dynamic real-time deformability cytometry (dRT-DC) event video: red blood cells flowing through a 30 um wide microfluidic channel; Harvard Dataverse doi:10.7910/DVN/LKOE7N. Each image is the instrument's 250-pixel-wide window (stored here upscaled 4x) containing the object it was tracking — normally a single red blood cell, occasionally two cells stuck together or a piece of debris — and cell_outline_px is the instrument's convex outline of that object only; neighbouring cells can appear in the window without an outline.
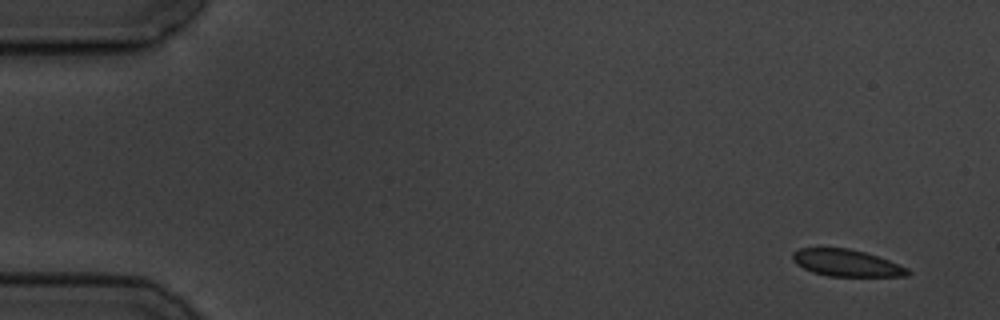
{"species": "common noctule bat (a hibernating species)", "species_latin": "Nyctalus noctula", "temperature_condition": "cold", "stored_images_in_passage": 7, "camera_frame_rate_fps": 3000, "um_per_image_px": 0.085, "animal": {"sex": "male", "body_mass_g": 19.5, "forearm_length_mm": 54.6}, "frame": {"image": 1, "passage_image": 1, "time_ms": 0.0, "image_size_px": [1000, 320], "cell_outline_px": [[912, 272], [908, 276], [828, 276], [812, 272], [796, 264], [792, 260], [792, 252], [800, 248], [848, 248], [864, 252], [888, 260], [908, 268]], "centroid_in_image_um": [71.94, 22.35], "position_along_channel_um": 13.1, "area_um2": 17.98}}
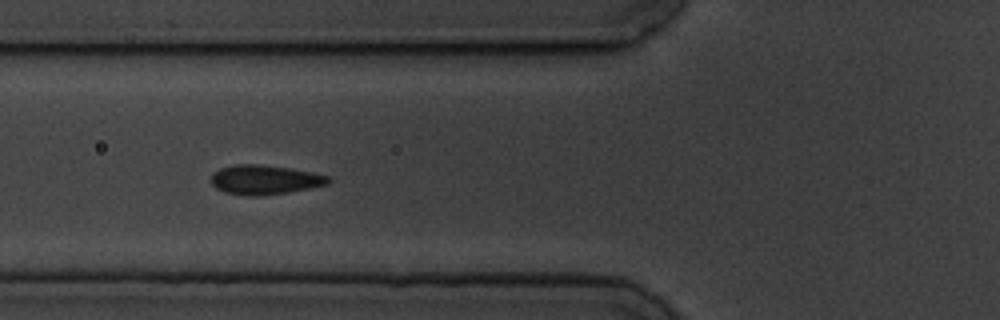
{"frame": {"image": 2, "passage_image": 6, "time_ms": 6.0, "image_size_px": [1000, 320], "cell_outline_px": [[332, 180], [328, 184], [288, 192], [256, 196], [244, 196], [224, 192], [216, 188], [212, 184], [212, 172], [220, 168], [236, 164], [256, 164], [288, 168], [312, 172], [328, 176]], "centroid_in_image_um": [22.47, 15.28], "position_along_channel_um": 103.3, "area_um2": 20.0}}
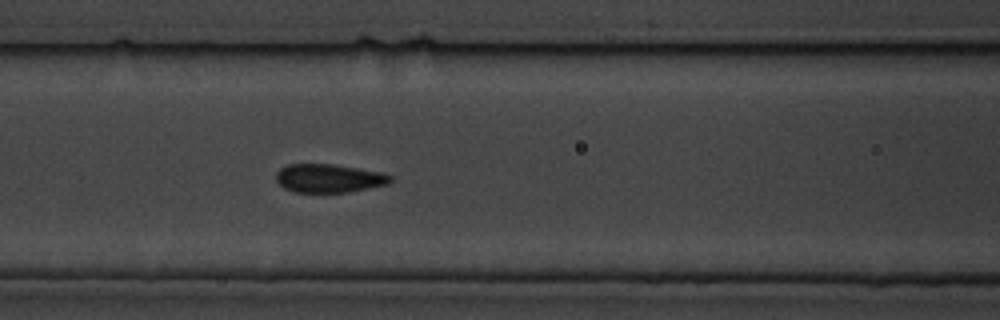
{"frame": {"image": 3, "passage_image": 7, "time_ms": 7.0, "image_size_px": [1000, 320], "cell_outline_px": [[392, 180], [388, 184], [348, 192], [296, 192], [284, 188], [276, 180], [276, 172], [280, 168], [288, 164], [332, 164], [384, 172], [392, 176]], "centroid_in_image_um": [27.97, 15.14], "position_along_channel_um": 138.6, "area_um2": 19.02}}